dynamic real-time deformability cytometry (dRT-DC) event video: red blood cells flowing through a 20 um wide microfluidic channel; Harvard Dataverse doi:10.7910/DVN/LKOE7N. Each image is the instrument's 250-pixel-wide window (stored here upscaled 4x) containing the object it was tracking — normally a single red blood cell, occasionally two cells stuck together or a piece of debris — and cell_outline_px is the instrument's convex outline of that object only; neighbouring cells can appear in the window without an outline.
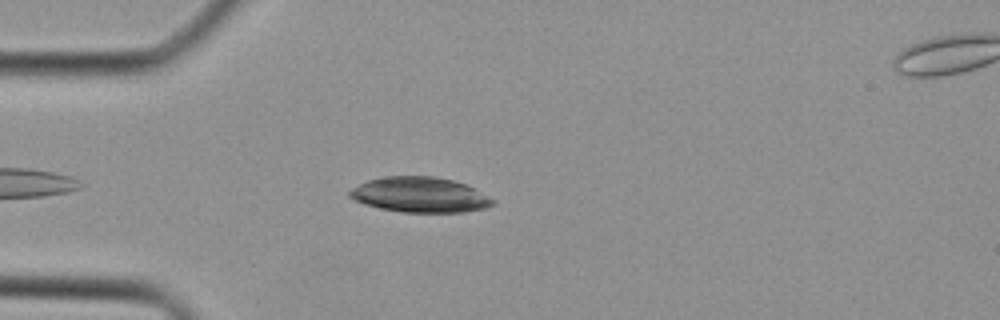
{"species": "Egyptian fruit bat (a non-hibernating species)", "species_latin": "Rousettus aegyptiacus", "temperature_condition": "cold", "stored_images_in_passage": 30, "camera_frame_rate_fps": 3000, "um_per_image_px": 0.085, "animal": {"sex": "female"}, "frame": {"image": 1, "passage_image": 5, "time_ms": 1.333, "image_size_px": [1000, 320], "cell_outline_px": [[496, 204], [484, 208], [464, 212], [400, 212], [380, 208], [364, 204], [348, 196], [348, 192], [352, 188], [368, 180], [384, 176], [432, 176], [452, 180], [464, 184], [496, 200]], "centroid_in_image_um": [35.68, 16.56], "position_along_channel_um": 49.3, "area_um2": 29.25}}
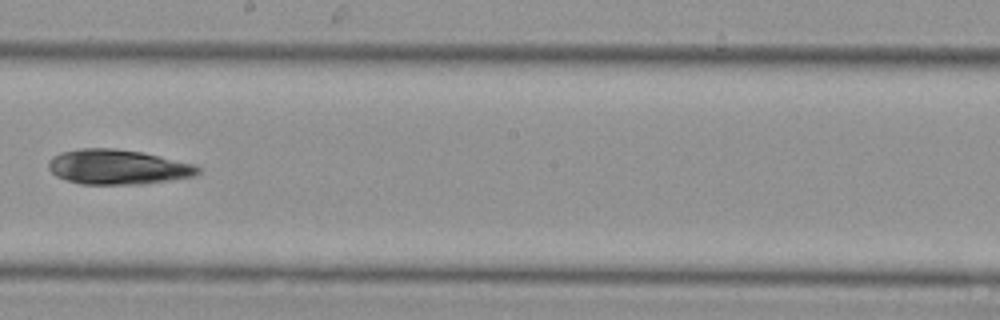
{"frame": {"image": 2, "passage_image": 17, "time_ms": 5.333, "image_size_px": [1000, 320], "cell_outline_px": [[200, 172], [192, 176], [168, 180], [140, 184], [80, 184], [56, 176], [48, 168], [48, 160], [52, 156], [60, 152], [80, 148], [112, 148], [144, 152], [196, 164], [200, 168]], "centroid_in_image_um": [9.99, 14.18], "position_along_channel_um": 238.2, "area_um2": 30.46}}
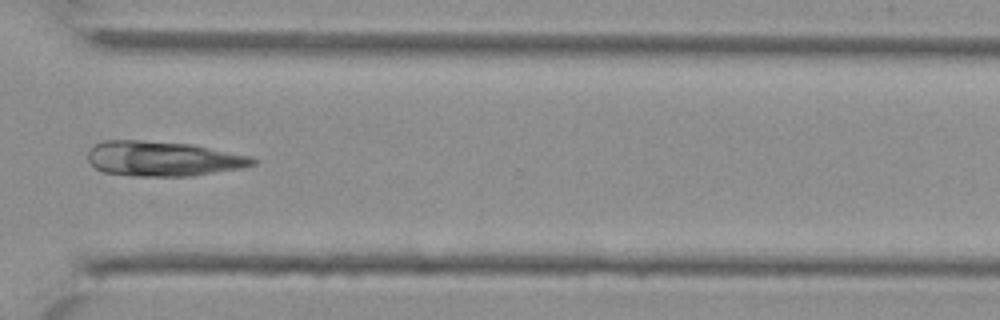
{"frame": {"image": 3, "passage_image": 24, "time_ms": 7.667, "image_size_px": [1000, 320], "cell_outline_px": [[256, 164], [240, 168], [192, 176], [132, 176], [104, 172], [96, 168], [88, 160], [88, 148], [104, 140], [140, 140], [192, 144], [252, 156], [256, 160]], "centroid_in_image_um": [13.84, 13.48], "position_along_channel_um": 356.8, "area_um2": 33.64}}